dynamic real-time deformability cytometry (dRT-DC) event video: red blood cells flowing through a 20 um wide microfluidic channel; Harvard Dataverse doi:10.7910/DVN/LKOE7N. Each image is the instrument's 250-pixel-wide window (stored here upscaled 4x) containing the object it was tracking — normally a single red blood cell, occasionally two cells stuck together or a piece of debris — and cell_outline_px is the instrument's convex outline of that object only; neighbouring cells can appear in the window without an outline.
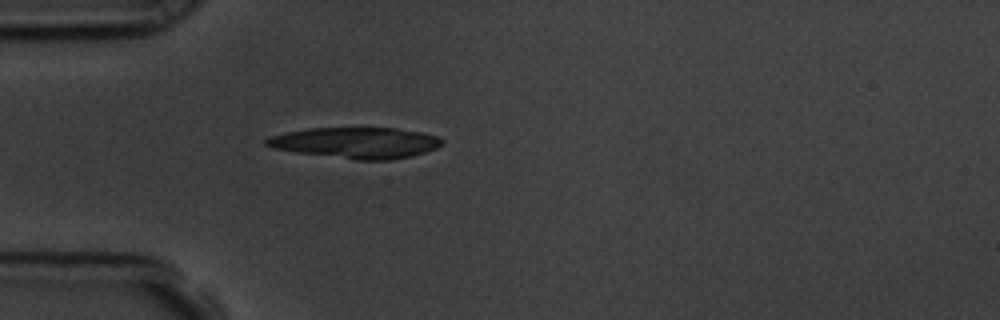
{"species": "common noctule bat (a hibernating species)", "species_latin": "Nyctalus noctula", "temperature_condition": "room temperature", "stored_images_in_passage": 41, "camera_frame_rate_fps": 3000, "um_per_image_px": 0.085, "animal": {"sex": "male", "body_mass_g": 19.5, "forearm_length_mm": 54.6}, "frame": {"image": 1, "passage_image": 1, "time_ms": 0.0, "image_size_px": [1000, 320], "cell_outline_px": [[444, 144], [436, 148], [412, 156], [388, 160], [356, 160], [296, 152], [272, 148], [264, 144], [264, 140], [272, 136], [288, 132], [308, 128], [396, 128], [424, 132], [440, 136], [444, 140]], "centroid_in_image_um": [30.32, 12.13], "position_along_channel_um": 54.7, "area_um2": 31.85}}